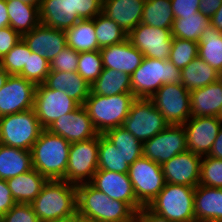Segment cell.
<instances>
[{
	"label": "cell",
	"mask_w": 222,
	"mask_h": 222,
	"mask_svg": "<svg viewBox=\"0 0 222 222\" xmlns=\"http://www.w3.org/2000/svg\"><path fill=\"white\" fill-rule=\"evenodd\" d=\"M31 205L40 222L71 217L77 214V186L65 180H47Z\"/></svg>",
	"instance_id": "obj_1"
},
{
	"label": "cell",
	"mask_w": 222,
	"mask_h": 222,
	"mask_svg": "<svg viewBox=\"0 0 222 222\" xmlns=\"http://www.w3.org/2000/svg\"><path fill=\"white\" fill-rule=\"evenodd\" d=\"M135 211L125 202L110 199L90 183L77 185V214L98 222H134Z\"/></svg>",
	"instance_id": "obj_2"
},
{
	"label": "cell",
	"mask_w": 222,
	"mask_h": 222,
	"mask_svg": "<svg viewBox=\"0 0 222 222\" xmlns=\"http://www.w3.org/2000/svg\"><path fill=\"white\" fill-rule=\"evenodd\" d=\"M71 143L44 129L31 148L32 167L47 180H65Z\"/></svg>",
	"instance_id": "obj_3"
},
{
	"label": "cell",
	"mask_w": 222,
	"mask_h": 222,
	"mask_svg": "<svg viewBox=\"0 0 222 222\" xmlns=\"http://www.w3.org/2000/svg\"><path fill=\"white\" fill-rule=\"evenodd\" d=\"M135 99L133 93L103 96L90 92L83 106L96 131L104 134L112 128L123 126Z\"/></svg>",
	"instance_id": "obj_4"
},
{
	"label": "cell",
	"mask_w": 222,
	"mask_h": 222,
	"mask_svg": "<svg viewBox=\"0 0 222 222\" xmlns=\"http://www.w3.org/2000/svg\"><path fill=\"white\" fill-rule=\"evenodd\" d=\"M181 74L169 60L144 57L130 76L132 93L136 98H151L163 84H181Z\"/></svg>",
	"instance_id": "obj_5"
},
{
	"label": "cell",
	"mask_w": 222,
	"mask_h": 222,
	"mask_svg": "<svg viewBox=\"0 0 222 222\" xmlns=\"http://www.w3.org/2000/svg\"><path fill=\"white\" fill-rule=\"evenodd\" d=\"M194 194L195 187L165 183L147 207L155 214L173 222H196Z\"/></svg>",
	"instance_id": "obj_6"
},
{
	"label": "cell",
	"mask_w": 222,
	"mask_h": 222,
	"mask_svg": "<svg viewBox=\"0 0 222 222\" xmlns=\"http://www.w3.org/2000/svg\"><path fill=\"white\" fill-rule=\"evenodd\" d=\"M43 130L34 109L0 117V142L9 147L30 151Z\"/></svg>",
	"instance_id": "obj_7"
},
{
	"label": "cell",
	"mask_w": 222,
	"mask_h": 222,
	"mask_svg": "<svg viewBox=\"0 0 222 222\" xmlns=\"http://www.w3.org/2000/svg\"><path fill=\"white\" fill-rule=\"evenodd\" d=\"M99 134L91 139L71 143L65 181L73 185L90 183L98 170Z\"/></svg>",
	"instance_id": "obj_8"
},
{
	"label": "cell",
	"mask_w": 222,
	"mask_h": 222,
	"mask_svg": "<svg viewBox=\"0 0 222 222\" xmlns=\"http://www.w3.org/2000/svg\"><path fill=\"white\" fill-rule=\"evenodd\" d=\"M169 124L150 98H136L123 127L144 143L163 131Z\"/></svg>",
	"instance_id": "obj_9"
},
{
	"label": "cell",
	"mask_w": 222,
	"mask_h": 222,
	"mask_svg": "<svg viewBox=\"0 0 222 222\" xmlns=\"http://www.w3.org/2000/svg\"><path fill=\"white\" fill-rule=\"evenodd\" d=\"M128 176L136 199L143 206H148L166 183L161 165L144 156L130 165Z\"/></svg>",
	"instance_id": "obj_10"
},
{
	"label": "cell",
	"mask_w": 222,
	"mask_h": 222,
	"mask_svg": "<svg viewBox=\"0 0 222 222\" xmlns=\"http://www.w3.org/2000/svg\"><path fill=\"white\" fill-rule=\"evenodd\" d=\"M150 99L169 125H183L191 117L190 91L182 84H163Z\"/></svg>",
	"instance_id": "obj_11"
},
{
	"label": "cell",
	"mask_w": 222,
	"mask_h": 222,
	"mask_svg": "<svg viewBox=\"0 0 222 222\" xmlns=\"http://www.w3.org/2000/svg\"><path fill=\"white\" fill-rule=\"evenodd\" d=\"M80 106L64 91L50 89L44 84L36 85L33 109L44 129H47L61 116L74 111Z\"/></svg>",
	"instance_id": "obj_12"
},
{
	"label": "cell",
	"mask_w": 222,
	"mask_h": 222,
	"mask_svg": "<svg viewBox=\"0 0 222 222\" xmlns=\"http://www.w3.org/2000/svg\"><path fill=\"white\" fill-rule=\"evenodd\" d=\"M185 151L186 132L183 125H168L143 143V156L160 165Z\"/></svg>",
	"instance_id": "obj_13"
},
{
	"label": "cell",
	"mask_w": 222,
	"mask_h": 222,
	"mask_svg": "<svg viewBox=\"0 0 222 222\" xmlns=\"http://www.w3.org/2000/svg\"><path fill=\"white\" fill-rule=\"evenodd\" d=\"M144 57L169 60L173 36L171 29L139 23L127 36Z\"/></svg>",
	"instance_id": "obj_14"
},
{
	"label": "cell",
	"mask_w": 222,
	"mask_h": 222,
	"mask_svg": "<svg viewBox=\"0 0 222 222\" xmlns=\"http://www.w3.org/2000/svg\"><path fill=\"white\" fill-rule=\"evenodd\" d=\"M36 85L19 75H9L0 89V117L34 108Z\"/></svg>",
	"instance_id": "obj_15"
},
{
	"label": "cell",
	"mask_w": 222,
	"mask_h": 222,
	"mask_svg": "<svg viewBox=\"0 0 222 222\" xmlns=\"http://www.w3.org/2000/svg\"><path fill=\"white\" fill-rule=\"evenodd\" d=\"M187 151L200 156L209 155L222 122L218 117H190L184 124Z\"/></svg>",
	"instance_id": "obj_16"
},
{
	"label": "cell",
	"mask_w": 222,
	"mask_h": 222,
	"mask_svg": "<svg viewBox=\"0 0 222 222\" xmlns=\"http://www.w3.org/2000/svg\"><path fill=\"white\" fill-rule=\"evenodd\" d=\"M90 184L110 199L127 203L135 212L143 205L136 199L128 174L97 170Z\"/></svg>",
	"instance_id": "obj_17"
},
{
	"label": "cell",
	"mask_w": 222,
	"mask_h": 222,
	"mask_svg": "<svg viewBox=\"0 0 222 222\" xmlns=\"http://www.w3.org/2000/svg\"><path fill=\"white\" fill-rule=\"evenodd\" d=\"M47 130L65 138L69 143L85 141L99 134L83 105L61 116Z\"/></svg>",
	"instance_id": "obj_18"
},
{
	"label": "cell",
	"mask_w": 222,
	"mask_h": 222,
	"mask_svg": "<svg viewBox=\"0 0 222 222\" xmlns=\"http://www.w3.org/2000/svg\"><path fill=\"white\" fill-rule=\"evenodd\" d=\"M202 156L185 151L164 162L162 172L166 183L196 187L200 182Z\"/></svg>",
	"instance_id": "obj_19"
},
{
	"label": "cell",
	"mask_w": 222,
	"mask_h": 222,
	"mask_svg": "<svg viewBox=\"0 0 222 222\" xmlns=\"http://www.w3.org/2000/svg\"><path fill=\"white\" fill-rule=\"evenodd\" d=\"M24 42L32 52L45 57L49 63L65 47H67V36L64 30L39 24L29 33L22 36Z\"/></svg>",
	"instance_id": "obj_20"
},
{
	"label": "cell",
	"mask_w": 222,
	"mask_h": 222,
	"mask_svg": "<svg viewBox=\"0 0 222 222\" xmlns=\"http://www.w3.org/2000/svg\"><path fill=\"white\" fill-rule=\"evenodd\" d=\"M103 68L113 69L131 74L141 65L144 55L131 44L125 41L100 48Z\"/></svg>",
	"instance_id": "obj_21"
},
{
	"label": "cell",
	"mask_w": 222,
	"mask_h": 222,
	"mask_svg": "<svg viewBox=\"0 0 222 222\" xmlns=\"http://www.w3.org/2000/svg\"><path fill=\"white\" fill-rule=\"evenodd\" d=\"M144 4L145 0H103L102 13L129 34L141 23Z\"/></svg>",
	"instance_id": "obj_22"
},
{
	"label": "cell",
	"mask_w": 222,
	"mask_h": 222,
	"mask_svg": "<svg viewBox=\"0 0 222 222\" xmlns=\"http://www.w3.org/2000/svg\"><path fill=\"white\" fill-rule=\"evenodd\" d=\"M194 212L196 222H222V189L198 184Z\"/></svg>",
	"instance_id": "obj_23"
},
{
	"label": "cell",
	"mask_w": 222,
	"mask_h": 222,
	"mask_svg": "<svg viewBox=\"0 0 222 222\" xmlns=\"http://www.w3.org/2000/svg\"><path fill=\"white\" fill-rule=\"evenodd\" d=\"M222 105V78L190 91L191 117H218Z\"/></svg>",
	"instance_id": "obj_24"
},
{
	"label": "cell",
	"mask_w": 222,
	"mask_h": 222,
	"mask_svg": "<svg viewBox=\"0 0 222 222\" xmlns=\"http://www.w3.org/2000/svg\"><path fill=\"white\" fill-rule=\"evenodd\" d=\"M39 19L45 26L64 31L82 20L72 11L71 0H42Z\"/></svg>",
	"instance_id": "obj_25"
},
{
	"label": "cell",
	"mask_w": 222,
	"mask_h": 222,
	"mask_svg": "<svg viewBox=\"0 0 222 222\" xmlns=\"http://www.w3.org/2000/svg\"><path fill=\"white\" fill-rule=\"evenodd\" d=\"M43 84L50 89L64 91L80 105H84L91 92V85L77 72L50 71Z\"/></svg>",
	"instance_id": "obj_26"
},
{
	"label": "cell",
	"mask_w": 222,
	"mask_h": 222,
	"mask_svg": "<svg viewBox=\"0 0 222 222\" xmlns=\"http://www.w3.org/2000/svg\"><path fill=\"white\" fill-rule=\"evenodd\" d=\"M16 203H32L39 195L47 179L36 169L6 180Z\"/></svg>",
	"instance_id": "obj_27"
},
{
	"label": "cell",
	"mask_w": 222,
	"mask_h": 222,
	"mask_svg": "<svg viewBox=\"0 0 222 222\" xmlns=\"http://www.w3.org/2000/svg\"><path fill=\"white\" fill-rule=\"evenodd\" d=\"M32 167L31 151L9 147H0V179L7 180L29 172Z\"/></svg>",
	"instance_id": "obj_28"
},
{
	"label": "cell",
	"mask_w": 222,
	"mask_h": 222,
	"mask_svg": "<svg viewBox=\"0 0 222 222\" xmlns=\"http://www.w3.org/2000/svg\"><path fill=\"white\" fill-rule=\"evenodd\" d=\"M9 26L23 36L40 24L39 8L20 0H6Z\"/></svg>",
	"instance_id": "obj_29"
},
{
	"label": "cell",
	"mask_w": 222,
	"mask_h": 222,
	"mask_svg": "<svg viewBox=\"0 0 222 222\" xmlns=\"http://www.w3.org/2000/svg\"><path fill=\"white\" fill-rule=\"evenodd\" d=\"M181 72V84L188 91L203 88L221 78L220 73L199 57L186 65Z\"/></svg>",
	"instance_id": "obj_30"
},
{
	"label": "cell",
	"mask_w": 222,
	"mask_h": 222,
	"mask_svg": "<svg viewBox=\"0 0 222 222\" xmlns=\"http://www.w3.org/2000/svg\"><path fill=\"white\" fill-rule=\"evenodd\" d=\"M91 92L103 96L132 93L130 75L121 71L103 68L101 74L91 85Z\"/></svg>",
	"instance_id": "obj_31"
},
{
	"label": "cell",
	"mask_w": 222,
	"mask_h": 222,
	"mask_svg": "<svg viewBox=\"0 0 222 222\" xmlns=\"http://www.w3.org/2000/svg\"><path fill=\"white\" fill-rule=\"evenodd\" d=\"M198 57L222 74V31L207 27L198 41Z\"/></svg>",
	"instance_id": "obj_32"
},
{
	"label": "cell",
	"mask_w": 222,
	"mask_h": 222,
	"mask_svg": "<svg viewBox=\"0 0 222 222\" xmlns=\"http://www.w3.org/2000/svg\"><path fill=\"white\" fill-rule=\"evenodd\" d=\"M67 46L77 52L100 50L92 19L79 20L67 29Z\"/></svg>",
	"instance_id": "obj_33"
},
{
	"label": "cell",
	"mask_w": 222,
	"mask_h": 222,
	"mask_svg": "<svg viewBox=\"0 0 222 222\" xmlns=\"http://www.w3.org/2000/svg\"><path fill=\"white\" fill-rule=\"evenodd\" d=\"M103 135L120 151L128 165L143 156V143L123 126L112 128Z\"/></svg>",
	"instance_id": "obj_34"
},
{
	"label": "cell",
	"mask_w": 222,
	"mask_h": 222,
	"mask_svg": "<svg viewBox=\"0 0 222 222\" xmlns=\"http://www.w3.org/2000/svg\"><path fill=\"white\" fill-rule=\"evenodd\" d=\"M171 7V0H145L141 23L171 29L175 19Z\"/></svg>",
	"instance_id": "obj_35"
},
{
	"label": "cell",
	"mask_w": 222,
	"mask_h": 222,
	"mask_svg": "<svg viewBox=\"0 0 222 222\" xmlns=\"http://www.w3.org/2000/svg\"><path fill=\"white\" fill-rule=\"evenodd\" d=\"M211 25L210 18L200 12L174 19L171 32L173 38L198 42L202 32Z\"/></svg>",
	"instance_id": "obj_36"
},
{
	"label": "cell",
	"mask_w": 222,
	"mask_h": 222,
	"mask_svg": "<svg viewBox=\"0 0 222 222\" xmlns=\"http://www.w3.org/2000/svg\"><path fill=\"white\" fill-rule=\"evenodd\" d=\"M129 167L120 151L103 134H99L98 170L128 174Z\"/></svg>",
	"instance_id": "obj_37"
},
{
	"label": "cell",
	"mask_w": 222,
	"mask_h": 222,
	"mask_svg": "<svg viewBox=\"0 0 222 222\" xmlns=\"http://www.w3.org/2000/svg\"><path fill=\"white\" fill-rule=\"evenodd\" d=\"M95 34L100 48L121 43L127 39L128 34L112 19L100 13L93 19Z\"/></svg>",
	"instance_id": "obj_38"
},
{
	"label": "cell",
	"mask_w": 222,
	"mask_h": 222,
	"mask_svg": "<svg viewBox=\"0 0 222 222\" xmlns=\"http://www.w3.org/2000/svg\"><path fill=\"white\" fill-rule=\"evenodd\" d=\"M49 72V61L45 57L40 56L38 53L32 52L28 47L27 64L24 65V68L19 76H22L26 80L33 82L35 85H38L45 82Z\"/></svg>",
	"instance_id": "obj_39"
},
{
	"label": "cell",
	"mask_w": 222,
	"mask_h": 222,
	"mask_svg": "<svg viewBox=\"0 0 222 222\" xmlns=\"http://www.w3.org/2000/svg\"><path fill=\"white\" fill-rule=\"evenodd\" d=\"M198 57V42L173 38L169 61L177 68L183 69Z\"/></svg>",
	"instance_id": "obj_40"
},
{
	"label": "cell",
	"mask_w": 222,
	"mask_h": 222,
	"mask_svg": "<svg viewBox=\"0 0 222 222\" xmlns=\"http://www.w3.org/2000/svg\"><path fill=\"white\" fill-rule=\"evenodd\" d=\"M102 70L100 50L79 52L77 73L90 85L98 78Z\"/></svg>",
	"instance_id": "obj_41"
},
{
	"label": "cell",
	"mask_w": 222,
	"mask_h": 222,
	"mask_svg": "<svg viewBox=\"0 0 222 222\" xmlns=\"http://www.w3.org/2000/svg\"><path fill=\"white\" fill-rule=\"evenodd\" d=\"M28 60V45L23 39L19 41L4 57L0 59V66L9 75H19Z\"/></svg>",
	"instance_id": "obj_42"
},
{
	"label": "cell",
	"mask_w": 222,
	"mask_h": 222,
	"mask_svg": "<svg viewBox=\"0 0 222 222\" xmlns=\"http://www.w3.org/2000/svg\"><path fill=\"white\" fill-rule=\"evenodd\" d=\"M199 184L222 189V159L202 156Z\"/></svg>",
	"instance_id": "obj_43"
},
{
	"label": "cell",
	"mask_w": 222,
	"mask_h": 222,
	"mask_svg": "<svg viewBox=\"0 0 222 222\" xmlns=\"http://www.w3.org/2000/svg\"><path fill=\"white\" fill-rule=\"evenodd\" d=\"M78 60L79 52L67 46L50 62V71L77 72Z\"/></svg>",
	"instance_id": "obj_44"
},
{
	"label": "cell",
	"mask_w": 222,
	"mask_h": 222,
	"mask_svg": "<svg viewBox=\"0 0 222 222\" xmlns=\"http://www.w3.org/2000/svg\"><path fill=\"white\" fill-rule=\"evenodd\" d=\"M0 222H40L30 203H16L6 214L0 218Z\"/></svg>",
	"instance_id": "obj_45"
},
{
	"label": "cell",
	"mask_w": 222,
	"mask_h": 222,
	"mask_svg": "<svg viewBox=\"0 0 222 222\" xmlns=\"http://www.w3.org/2000/svg\"><path fill=\"white\" fill-rule=\"evenodd\" d=\"M72 11L82 20L93 19L102 13L103 0H71Z\"/></svg>",
	"instance_id": "obj_46"
},
{
	"label": "cell",
	"mask_w": 222,
	"mask_h": 222,
	"mask_svg": "<svg viewBox=\"0 0 222 222\" xmlns=\"http://www.w3.org/2000/svg\"><path fill=\"white\" fill-rule=\"evenodd\" d=\"M22 36L10 26L0 28V59L4 57L19 41Z\"/></svg>",
	"instance_id": "obj_47"
},
{
	"label": "cell",
	"mask_w": 222,
	"mask_h": 222,
	"mask_svg": "<svg viewBox=\"0 0 222 222\" xmlns=\"http://www.w3.org/2000/svg\"><path fill=\"white\" fill-rule=\"evenodd\" d=\"M200 0H171L174 18L195 15L199 12Z\"/></svg>",
	"instance_id": "obj_48"
},
{
	"label": "cell",
	"mask_w": 222,
	"mask_h": 222,
	"mask_svg": "<svg viewBox=\"0 0 222 222\" xmlns=\"http://www.w3.org/2000/svg\"><path fill=\"white\" fill-rule=\"evenodd\" d=\"M15 204L16 202L11 195V191L6 180L0 179V218Z\"/></svg>",
	"instance_id": "obj_49"
},
{
	"label": "cell",
	"mask_w": 222,
	"mask_h": 222,
	"mask_svg": "<svg viewBox=\"0 0 222 222\" xmlns=\"http://www.w3.org/2000/svg\"><path fill=\"white\" fill-rule=\"evenodd\" d=\"M134 222H173L161 217L151 211L147 206H143L135 213Z\"/></svg>",
	"instance_id": "obj_50"
},
{
	"label": "cell",
	"mask_w": 222,
	"mask_h": 222,
	"mask_svg": "<svg viewBox=\"0 0 222 222\" xmlns=\"http://www.w3.org/2000/svg\"><path fill=\"white\" fill-rule=\"evenodd\" d=\"M222 4V0H200L199 12L211 18Z\"/></svg>",
	"instance_id": "obj_51"
},
{
	"label": "cell",
	"mask_w": 222,
	"mask_h": 222,
	"mask_svg": "<svg viewBox=\"0 0 222 222\" xmlns=\"http://www.w3.org/2000/svg\"><path fill=\"white\" fill-rule=\"evenodd\" d=\"M208 156L222 159V126Z\"/></svg>",
	"instance_id": "obj_52"
},
{
	"label": "cell",
	"mask_w": 222,
	"mask_h": 222,
	"mask_svg": "<svg viewBox=\"0 0 222 222\" xmlns=\"http://www.w3.org/2000/svg\"><path fill=\"white\" fill-rule=\"evenodd\" d=\"M9 26V15L7 9V1L0 0V28Z\"/></svg>",
	"instance_id": "obj_53"
},
{
	"label": "cell",
	"mask_w": 222,
	"mask_h": 222,
	"mask_svg": "<svg viewBox=\"0 0 222 222\" xmlns=\"http://www.w3.org/2000/svg\"><path fill=\"white\" fill-rule=\"evenodd\" d=\"M210 23L218 31H222V4L216 13L210 18Z\"/></svg>",
	"instance_id": "obj_54"
},
{
	"label": "cell",
	"mask_w": 222,
	"mask_h": 222,
	"mask_svg": "<svg viewBox=\"0 0 222 222\" xmlns=\"http://www.w3.org/2000/svg\"><path fill=\"white\" fill-rule=\"evenodd\" d=\"M9 74L0 66V89L5 85Z\"/></svg>",
	"instance_id": "obj_55"
},
{
	"label": "cell",
	"mask_w": 222,
	"mask_h": 222,
	"mask_svg": "<svg viewBox=\"0 0 222 222\" xmlns=\"http://www.w3.org/2000/svg\"><path fill=\"white\" fill-rule=\"evenodd\" d=\"M49 222H78V214H74L73 216L65 218V219H59V220L49 221Z\"/></svg>",
	"instance_id": "obj_56"
},
{
	"label": "cell",
	"mask_w": 222,
	"mask_h": 222,
	"mask_svg": "<svg viewBox=\"0 0 222 222\" xmlns=\"http://www.w3.org/2000/svg\"><path fill=\"white\" fill-rule=\"evenodd\" d=\"M21 2L27 3V4H32L34 6H37L40 8L42 0H20Z\"/></svg>",
	"instance_id": "obj_57"
},
{
	"label": "cell",
	"mask_w": 222,
	"mask_h": 222,
	"mask_svg": "<svg viewBox=\"0 0 222 222\" xmlns=\"http://www.w3.org/2000/svg\"><path fill=\"white\" fill-rule=\"evenodd\" d=\"M78 222H98V221L78 214Z\"/></svg>",
	"instance_id": "obj_58"
},
{
	"label": "cell",
	"mask_w": 222,
	"mask_h": 222,
	"mask_svg": "<svg viewBox=\"0 0 222 222\" xmlns=\"http://www.w3.org/2000/svg\"><path fill=\"white\" fill-rule=\"evenodd\" d=\"M218 118H219V119L221 120V122H222V105H221V108H220V112H219Z\"/></svg>",
	"instance_id": "obj_59"
}]
</instances>
